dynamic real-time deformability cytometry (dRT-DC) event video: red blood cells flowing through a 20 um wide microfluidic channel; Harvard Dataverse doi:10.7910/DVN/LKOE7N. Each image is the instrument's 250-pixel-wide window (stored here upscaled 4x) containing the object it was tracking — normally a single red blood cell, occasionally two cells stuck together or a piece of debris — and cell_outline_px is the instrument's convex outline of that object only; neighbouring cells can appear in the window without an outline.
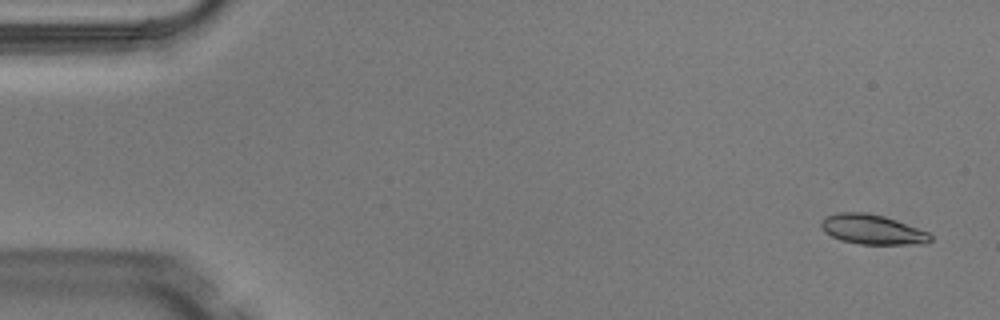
{"species": "Egyptian fruit bat (a non-hibernating species)", "species_latin": "Rousettus aegyptiacus", "temperature_condition": "warm", "stored_images_in_passage": 5, "camera_frame_rate_fps": 3000, "um_per_image_px": 0.085, "animal": {"sex": "male"}, "frame": {"image": 1, "passage_image": 1, "time_ms": 0.0, "image_size_px": [1000, 320], "cell_outline_px": [[932, 240], [924, 244], [860, 244], [840, 240], [824, 232], [820, 224], [828, 216], [836, 212], [864, 212], [884, 216], [896, 220], [928, 232], [932, 236]], "centroid_in_image_um": [74.16, 19.51], "position_along_channel_um": 10.8, "area_um2": 18.84}}
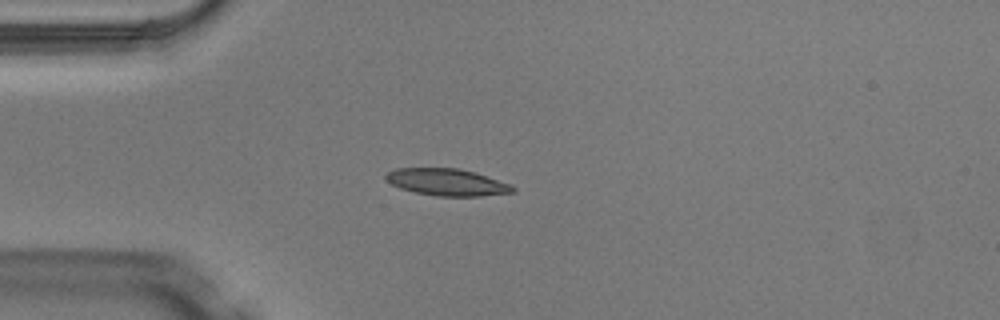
{"frame": {"image": 2, "passage_image": 4, "time_ms": 1.0, "image_size_px": [1000, 320], "cell_outline_px": [[516, 192], [480, 196], [436, 196], [416, 192], [400, 188], [392, 184], [384, 176], [388, 172], [396, 168], [460, 168], [476, 172], [512, 184], [516, 188]], "centroid_in_image_um": [38.06, 15.48], "position_along_channel_um": 46.9, "area_um2": 20.06}}